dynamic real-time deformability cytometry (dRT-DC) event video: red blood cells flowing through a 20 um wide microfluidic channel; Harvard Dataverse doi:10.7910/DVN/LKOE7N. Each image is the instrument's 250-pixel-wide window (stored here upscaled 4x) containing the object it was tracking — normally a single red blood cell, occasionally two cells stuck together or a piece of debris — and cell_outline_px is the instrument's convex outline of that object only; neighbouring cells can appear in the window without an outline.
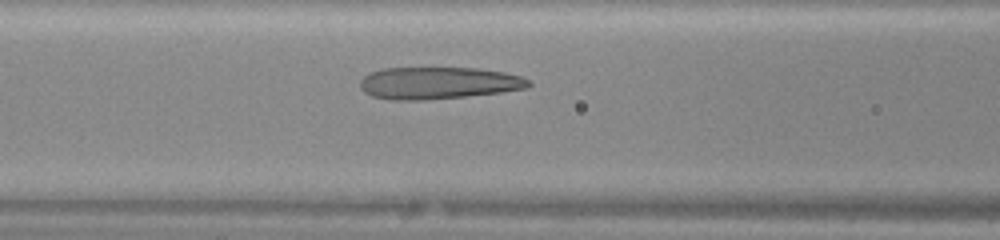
{"species": "human", "species_latin": "Homo sapiens", "temperature_condition": "warm", "stored_images_in_passage": 32, "camera_frame_rate_fps": 3000, "um_per_image_px": 0.085, "donor": {"sex": "female"}, "frame": {"image": 1, "passage_image": 13, "time_ms": 4.0, "image_size_px": [1000, 240], "cell_outline_px": [[532, 84], [528, 88], [500, 92], [464, 96], [424, 100], [388, 100], [372, 96], [364, 92], [360, 88], [360, 80], [364, 76], [380, 68], [476, 68], [504, 72], [520, 76], [528, 80]], "centroid_in_image_um": [37.23, 7.06], "position_along_channel_um": 129.4, "area_um2": 31.5}}
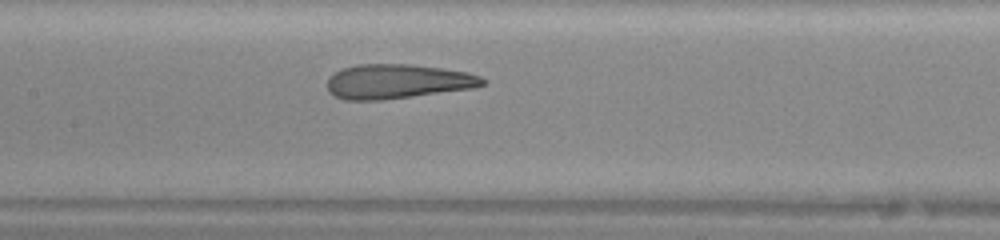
{"frame": {"image": 2, "passage_image": 16, "time_ms": 5.0, "image_size_px": [1000, 240], "cell_outline_px": [[484, 84], [472, 88], [412, 96], [380, 100], [344, 100], [332, 96], [328, 92], [328, 76], [344, 68], [356, 64], [412, 64], [468, 72], [480, 76], [484, 80]], "centroid_in_image_um": [33.73, 6.92], "position_along_channel_um": 173.7, "area_um2": 31.1}}
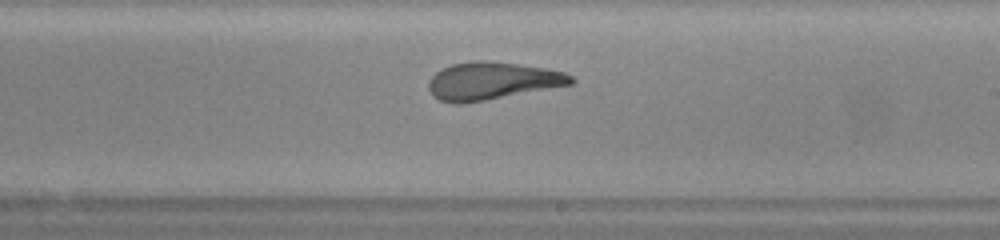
{"frame": {"image": 3, "passage_image": 21, "time_ms": 6.667, "image_size_px": [1000, 240], "cell_outline_px": [[576, 80], [572, 84], [484, 100], [460, 104], [456, 104], [440, 100], [432, 96], [428, 88], [428, 80], [440, 68], [452, 64], [476, 60], [484, 60], [520, 64], [548, 68], [564, 72], [572, 76]], "centroid_in_image_um": [41.8, 6.86], "position_along_channel_um": 247.2, "area_um2": 31.21}}